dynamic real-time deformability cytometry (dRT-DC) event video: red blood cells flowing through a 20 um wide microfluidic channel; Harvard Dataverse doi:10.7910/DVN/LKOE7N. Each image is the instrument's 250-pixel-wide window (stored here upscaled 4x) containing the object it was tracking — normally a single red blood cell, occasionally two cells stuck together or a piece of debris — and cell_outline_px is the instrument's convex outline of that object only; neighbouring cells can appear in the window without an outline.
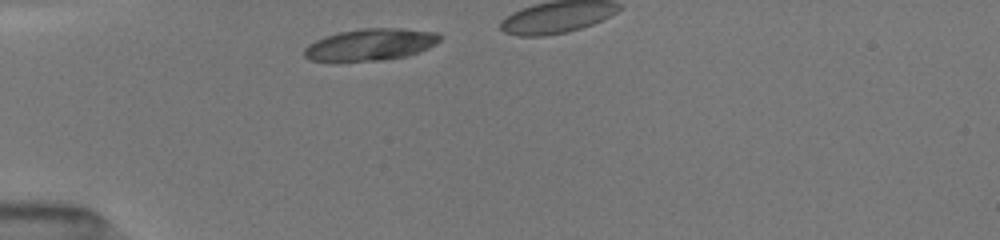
{"species": "common noctule bat (a hibernating species)", "species_latin": "Nyctalus noctula", "temperature_condition": "room temperature", "stored_images_in_passage": 3, "camera_frame_rate_fps": 3000, "um_per_image_px": 0.085, "animal": {"sex": "female", "body_mass_g": 19.5, "forearm_length_mm": 54.1}, "frame": {"image": 1, "passage_image": 1, "time_ms": 0.0, "image_size_px": [1000, 240], "cell_outline_px": [[444, 36], [436, 44], [420, 52], [408, 56], [384, 60], [332, 64], [308, 60], [304, 56], [304, 48], [308, 44], [324, 36], [340, 32], [364, 28], [400, 28], [440, 32]], "centroid_in_image_um": [31.46, 3.83], "position_along_channel_um": 53.5, "area_um2": 26.3}}